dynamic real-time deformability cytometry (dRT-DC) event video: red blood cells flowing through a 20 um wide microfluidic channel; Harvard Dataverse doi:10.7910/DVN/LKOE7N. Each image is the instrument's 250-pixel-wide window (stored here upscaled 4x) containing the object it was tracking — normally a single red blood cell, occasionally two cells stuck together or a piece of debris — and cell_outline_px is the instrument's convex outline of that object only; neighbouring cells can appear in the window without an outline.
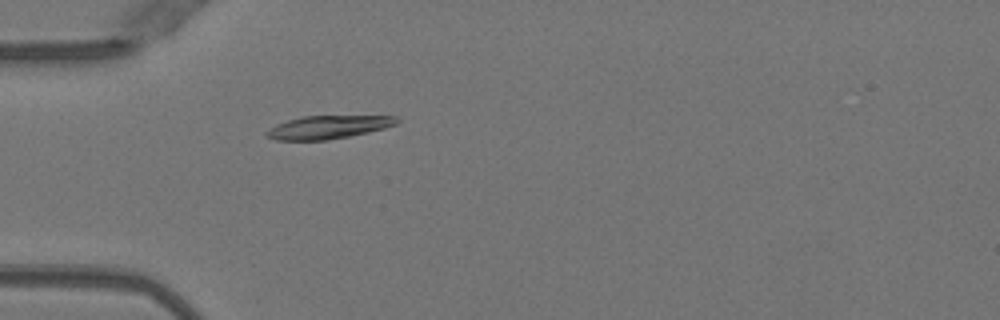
{"species": "Egyptian fruit bat (a non-hibernating species)", "species_latin": "Rousettus aegyptiacus", "temperature_condition": "warm", "stored_images_in_passage": 9, "camera_frame_rate_fps": 3000, "um_per_image_px": 0.085, "animal": {"sex": "female"}, "frame": {"image": 1, "passage_image": 1, "time_ms": 0.0, "image_size_px": [1000, 320], "cell_outline_px": [[400, 120], [396, 124], [384, 128], [368, 132], [348, 136], [324, 140], [276, 140], [264, 136], [264, 132], [276, 124], [300, 116], [396, 116]], "centroid_in_image_um": [27.85, 10.8], "position_along_channel_um": 57.2, "area_um2": 17.51}}
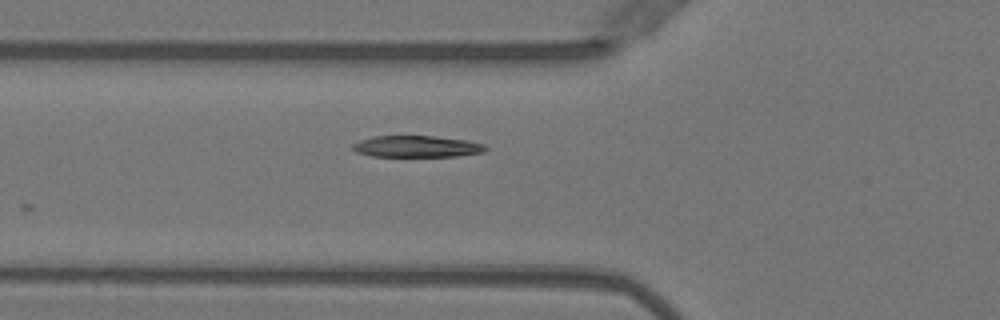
{"frame": {"image": 2, "passage_image": 4, "time_ms": 1.0, "image_size_px": [1000, 320], "cell_outline_px": [[488, 148], [484, 152], [456, 156], [372, 156], [356, 152], [352, 148], [352, 144], [360, 140], [376, 136], [432, 136], [464, 140], [484, 144]], "centroid_in_image_um": [35.41, 12.45], "position_along_channel_um": 90.4, "area_um2": 16.47}}
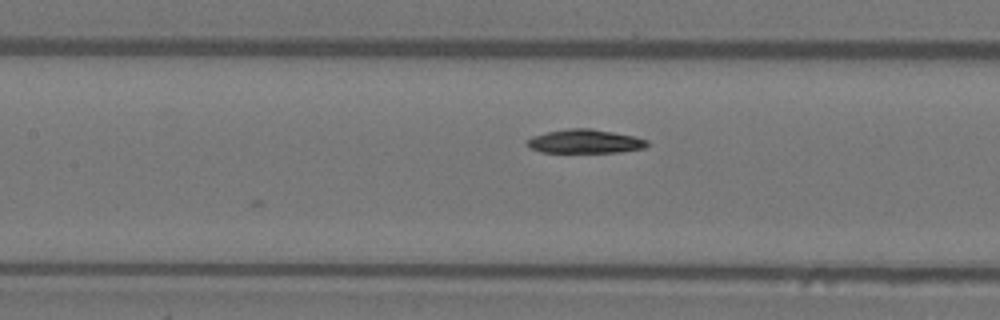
{"frame": {"image": 3, "passage_image": 9, "time_ms": 2.667, "image_size_px": [1000, 320], "cell_outline_px": [[648, 144], [644, 148], [620, 152], [540, 152], [532, 148], [528, 144], [528, 140], [532, 136], [548, 132], [568, 128], [592, 128], [632, 136], [648, 140]], "centroid_in_image_um": [49.74, 12.01], "position_along_channel_um": 157.7, "area_um2": 16.42}}